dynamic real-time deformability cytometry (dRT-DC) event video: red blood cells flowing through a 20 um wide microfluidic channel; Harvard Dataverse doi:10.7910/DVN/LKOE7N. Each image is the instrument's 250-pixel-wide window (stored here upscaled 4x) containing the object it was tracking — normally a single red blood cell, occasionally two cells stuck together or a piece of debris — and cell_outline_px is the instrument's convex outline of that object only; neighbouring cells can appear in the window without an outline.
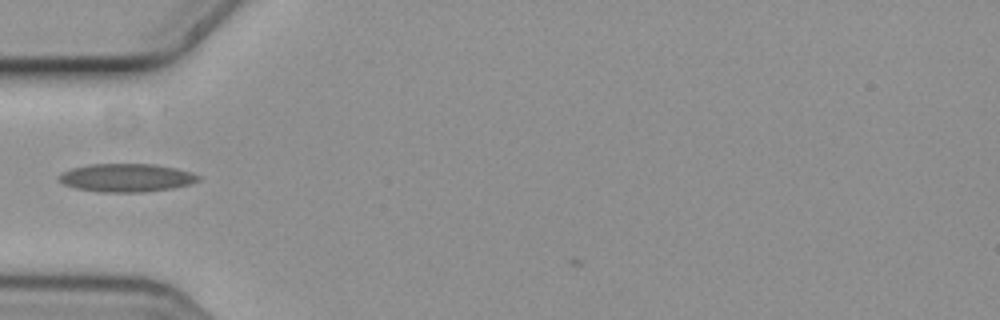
{"species": "common noctule bat (a hibernating species)", "species_latin": "Nyctalus noctula", "temperature_condition": "cold", "stored_images_in_passage": 4, "camera_frame_rate_fps": 3000, "um_per_image_px": 0.085, "animal": {"sex": "female", "body_mass_g": 19.3, "forearm_length_mm": 54.1}, "frame": {"image": 1, "passage_image": 1, "time_ms": 0.0, "image_size_px": [1000, 320], "cell_outline_px": [[200, 180], [188, 184], [172, 188], [144, 192], [100, 192], [76, 188], [64, 184], [56, 176], [72, 168], [92, 164], [152, 164], [176, 168], [192, 172], [200, 176]], "centroid_in_image_um": [10.76, 15.11], "position_along_channel_um": 74.2, "area_um2": 22.77}}
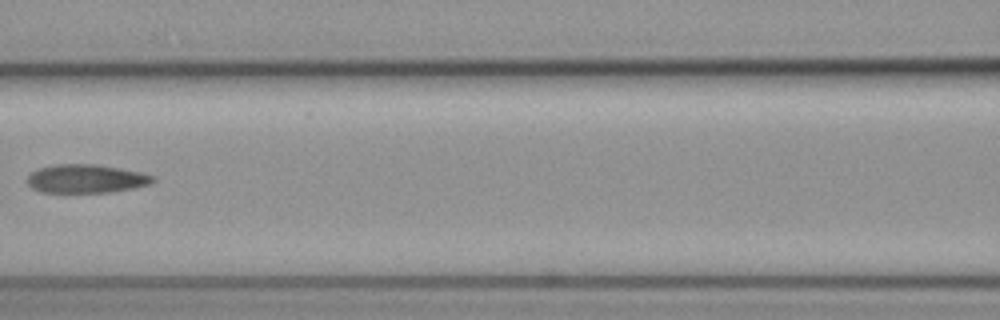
{"frame": {"image": 2, "passage_image": 3, "time_ms": 0.667, "image_size_px": [1000, 320], "cell_outline_px": [[156, 180], [152, 184], [136, 188], [112, 192], [40, 192], [32, 188], [28, 184], [28, 176], [32, 172], [40, 168], [52, 164], [96, 164], [120, 168], [140, 172], [156, 176]], "centroid_in_image_um": [7.38, 15.19], "position_along_channel_um": 159.2, "area_um2": 21.1}}
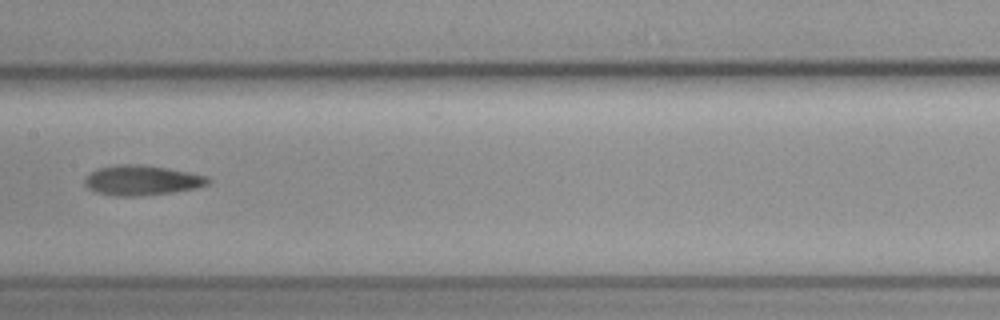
{"frame": {"image": 3, "passage_image": 4, "time_ms": 1.0, "image_size_px": [1000, 320], "cell_outline_px": [[212, 180], [208, 184], [196, 188], [172, 192], [140, 196], [116, 196], [96, 192], [88, 188], [84, 184], [84, 180], [88, 172], [96, 168], [116, 164], [144, 164], [168, 168], [208, 176]], "centroid_in_image_um": [12.03, 15.31], "position_along_channel_um": 195.4, "area_um2": 21.85}}